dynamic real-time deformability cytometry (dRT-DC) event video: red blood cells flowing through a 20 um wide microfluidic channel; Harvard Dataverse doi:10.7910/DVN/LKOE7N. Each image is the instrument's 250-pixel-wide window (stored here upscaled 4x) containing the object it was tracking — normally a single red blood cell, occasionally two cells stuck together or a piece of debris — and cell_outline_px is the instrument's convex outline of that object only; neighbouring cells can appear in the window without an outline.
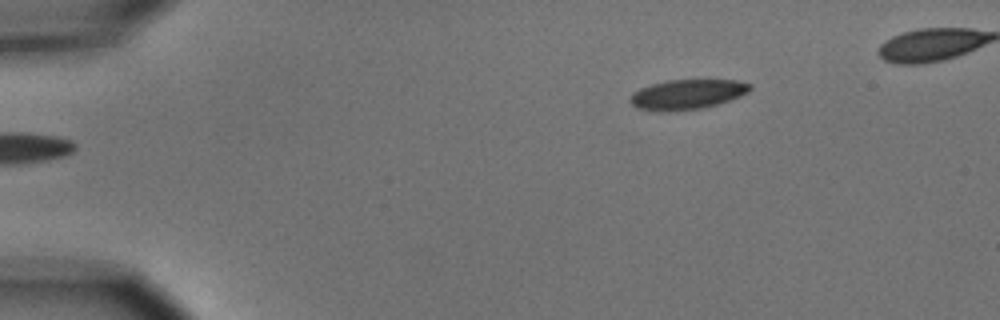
{"species": "common noctule bat (a hibernating species)", "species_latin": "Nyctalus noctula", "temperature_condition": "cold", "stored_images_in_passage": 3, "camera_frame_rate_fps": 3000, "um_per_image_px": 0.085, "animal": {"sex": "male", "body_mass_g": 15.6}, "frame": {"image": 1, "passage_image": 3, "time_ms": 3.0, "image_size_px": [1000, 320], "cell_outline_px": [[752, 88], [748, 92], [740, 96], [704, 108], [668, 112], [664, 112], [636, 108], [628, 100], [632, 92], [640, 88], [652, 84], [668, 80], [736, 80], [752, 84]], "centroid_in_image_um": [58.38, 8.03], "position_along_channel_um": 26.6, "area_um2": 20.98}}